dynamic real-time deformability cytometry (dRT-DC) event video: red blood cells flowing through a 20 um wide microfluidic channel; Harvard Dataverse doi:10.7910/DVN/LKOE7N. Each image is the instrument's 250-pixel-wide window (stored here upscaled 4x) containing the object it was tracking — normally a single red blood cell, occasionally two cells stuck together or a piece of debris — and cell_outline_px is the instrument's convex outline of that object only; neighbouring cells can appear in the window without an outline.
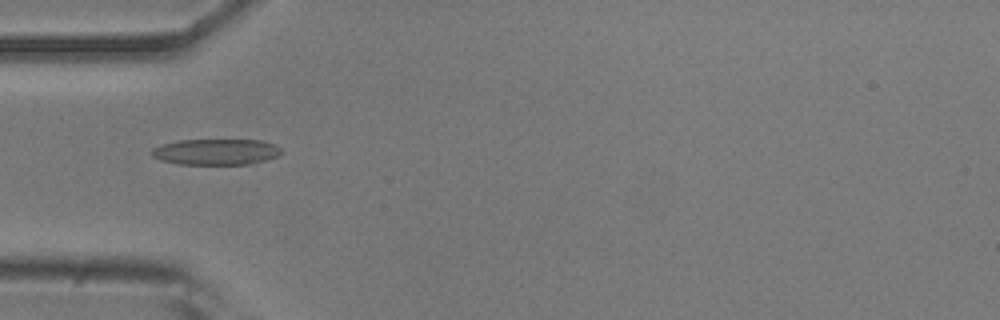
{"species": "common noctule bat (a hibernating species)", "species_latin": "Nyctalus noctula", "temperature_condition": "room temperature", "stored_images_in_passage": 38, "camera_frame_rate_fps": 3000, "um_per_image_px": 0.085, "animal": {"sex": "male", "body_mass_g": 20.5, "forearm_length_mm": 52.5}, "frame": {"image": 1, "passage_image": 1, "time_ms": 0.0, "image_size_px": [1000, 320], "cell_outline_px": [[284, 152], [268, 160], [252, 164], [176, 164], [160, 160], [152, 156], [148, 152], [152, 148], [164, 144], [180, 140], [264, 140], [280, 148]], "centroid_in_image_um": [18.35, 12.91], "position_along_channel_um": 66.6, "area_um2": 19.77}}
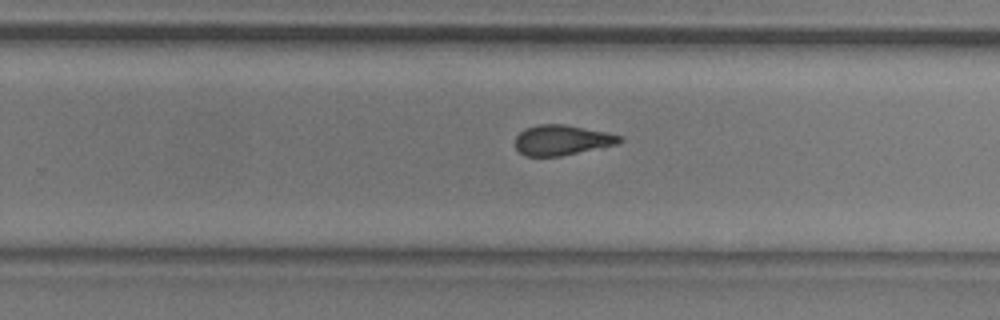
{"frame": {"image": 2, "passage_image": 18, "time_ms": 5.667, "image_size_px": [1000, 320], "cell_outline_px": [[624, 140], [620, 144], [604, 148], [560, 156], [524, 156], [516, 148], [516, 136], [524, 128], [536, 124], [564, 124], [608, 132], [624, 136]], "centroid_in_image_um": [47.84, 11.91], "position_along_channel_um": 282.0, "area_um2": 18.84}}
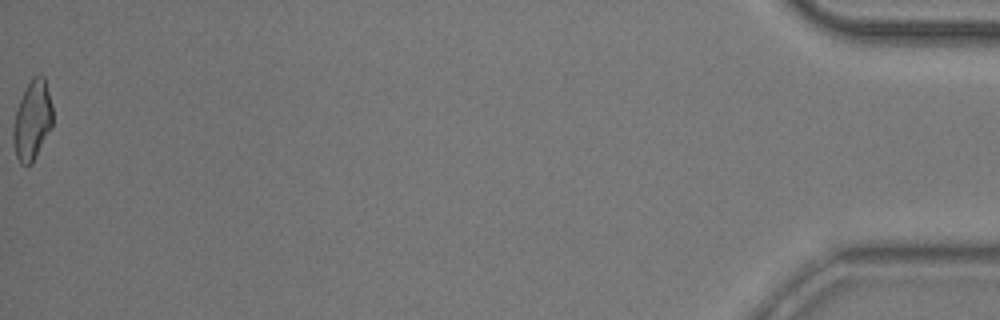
{"frame": {"image": 3, "passage_image": 38, "time_ms": 12.333, "image_size_px": [1000, 320], "cell_outline_px": [[52, 128], [32, 164], [20, 164], [16, 156], [12, 140], [12, 128], [16, 108], [28, 84], [36, 76], [44, 76], [52, 104]], "centroid_in_image_um": [2.74, 10.28], "position_along_channel_um": 432.5, "area_um2": 18.26}, "authors_computed_cell_mechanics": {"area_um2": 18.7561, "velocity_mm_per_s": 3.7923, "shape_relaxation_time_tau1_ms": 7.2619, "shape_relaxation_time_tau2_ms": 2.8406, "deformation_change_tau1": 0.1911, "deformation_change_tau2": 0.1172}}